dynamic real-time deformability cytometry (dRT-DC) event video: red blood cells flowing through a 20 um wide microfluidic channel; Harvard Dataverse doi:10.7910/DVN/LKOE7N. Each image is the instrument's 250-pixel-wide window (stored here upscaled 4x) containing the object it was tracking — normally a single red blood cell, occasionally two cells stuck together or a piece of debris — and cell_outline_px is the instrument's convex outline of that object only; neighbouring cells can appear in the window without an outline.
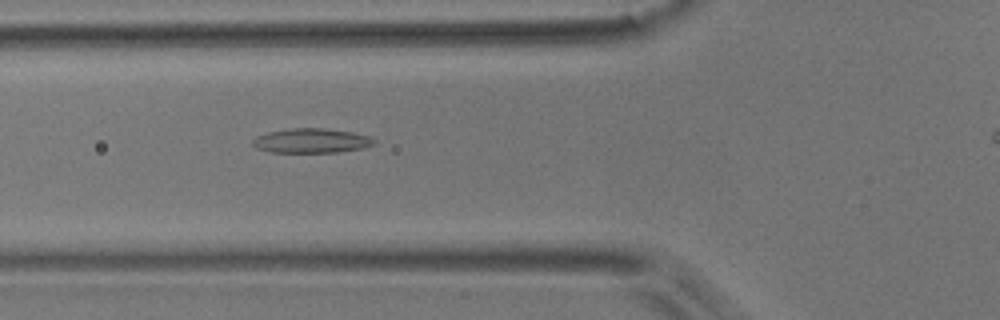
{"species": "common noctule bat (a hibernating species)", "species_latin": "Nyctalus noctula", "temperature_condition": "room temperature", "stored_images_in_passage": 40, "camera_frame_rate_fps": 3000, "um_per_image_px": 0.085, "animal": {"sex": "male", "body_mass_g": 17.9}, "frame": {"image": 1, "passage_image": 11, "time_ms": 3.333, "image_size_px": [1000, 320], "cell_outline_px": [[376, 144], [364, 148], [336, 152], [268, 152], [256, 148], [252, 144], [252, 140], [256, 136], [268, 132], [292, 128], [324, 128], [352, 132], [368, 136], [376, 140]], "centroid_in_image_um": [26.47, 11.96], "position_along_channel_um": 99.3, "area_um2": 17.4}}
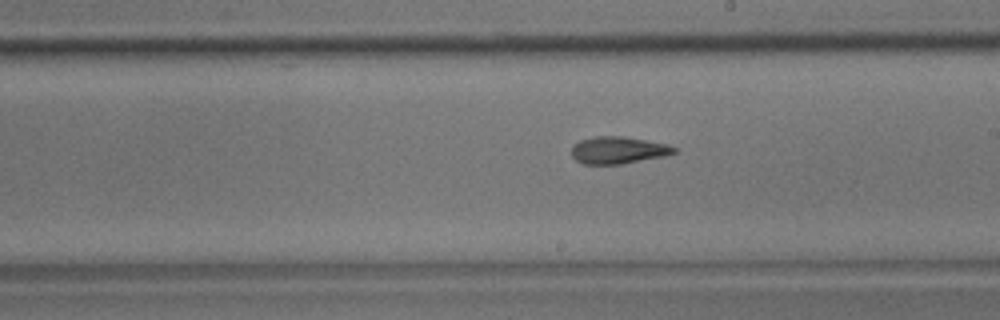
{"frame": {"image": 2, "passage_image": 22, "time_ms": 7.0, "image_size_px": [1000, 320], "cell_outline_px": [[676, 152], [664, 156], [620, 164], [584, 164], [576, 160], [572, 156], [572, 144], [580, 140], [596, 136], [624, 136], [668, 144], [676, 148]], "centroid_in_image_um": [52.53, 12.75], "position_along_channel_um": 236.5, "area_um2": 16.18}}
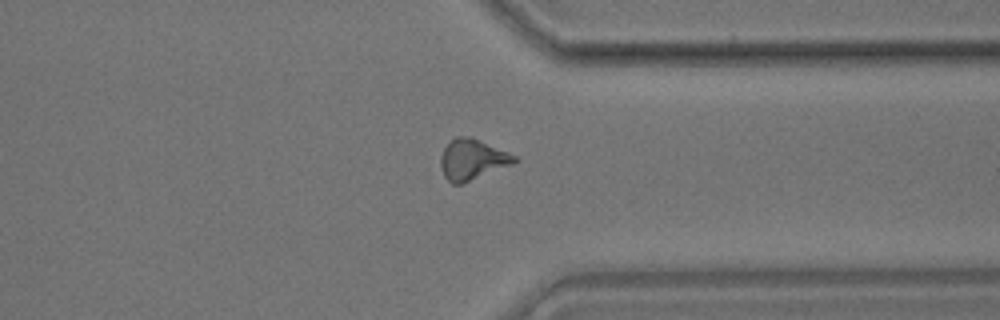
{"frame": {"image": 3, "passage_image": 33, "time_ms": 10.667, "image_size_px": [1000, 320], "cell_outline_px": [[520, 160], [512, 164], [464, 184], [452, 184], [444, 176], [440, 164], [440, 156], [444, 148], [456, 136], [472, 136], [508, 152], [516, 156]], "centroid_in_image_um": [40.15, 13.56], "position_along_channel_um": 371.3, "area_um2": 17.63}, "authors_computed_cell_mechanics": {"area_um2": 16.5308, "velocity_mm_per_s": 3.7244, "shape_relaxation_time_tau1_ms": null, "shape_relaxation_time_tau2_ms": 5.1631, "deformation_change_tau1": null, "deformation_change_tau2": 0.1352}}